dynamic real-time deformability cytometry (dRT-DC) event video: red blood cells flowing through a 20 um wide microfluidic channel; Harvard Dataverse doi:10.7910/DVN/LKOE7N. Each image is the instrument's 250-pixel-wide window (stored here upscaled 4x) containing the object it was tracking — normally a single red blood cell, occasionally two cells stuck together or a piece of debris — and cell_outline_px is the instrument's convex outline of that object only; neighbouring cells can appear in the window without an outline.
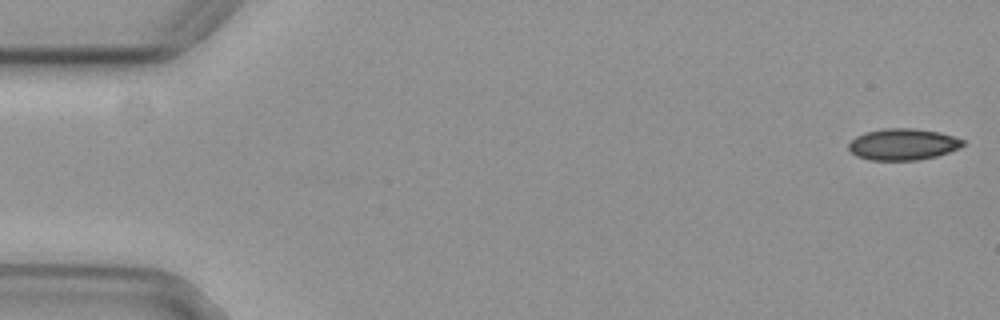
{"species": "common noctule bat (a hibernating species)", "species_latin": "Nyctalus noctula", "temperature_condition": "cold", "stored_images_in_passage": 55, "camera_frame_rate_fps": 3000, "um_per_image_px": 0.085, "animal": {"sex": "female", "body_mass_g": 29.2, "forearm_length_mm": 56.3}, "frame": {"image": 1, "passage_image": 1, "time_ms": 0.0, "image_size_px": [1000, 320], "cell_outline_px": [[964, 144], [960, 148], [936, 156], [916, 160], [872, 160], [856, 156], [848, 148], [848, 144], [856, 136], [864, 132], [884, 128], [912, 128], [940, 132], [964, 140]], "centroid_in_image_um": [76.74, 12.26], "position_along_channel_um": 8.3, "area_um2": 20.92}}
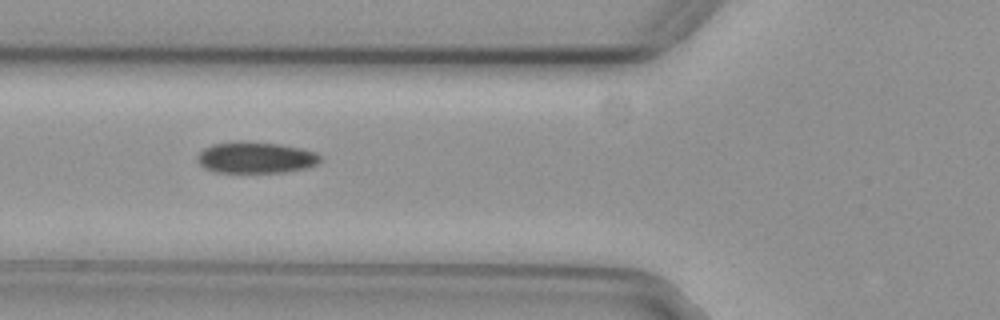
{"frame": {"image": 2, "passage_image": 20, "time_ms": 6.333, "image_size_px": [1000, 320], "cell_outline_px": [[320, 160], [316, 164], [304, 168], [284, 172], [216, 172], [204, 168], [196, 160], [196, 156], [204, 148], [212, 144], [236, 140], [280, 144], [300, 148], [316, 152], [320, 156]], "centroid_in_image_um": [21.68, 13.38], "position_along_channel_um": 104.1, "area_um2": 22.48}}
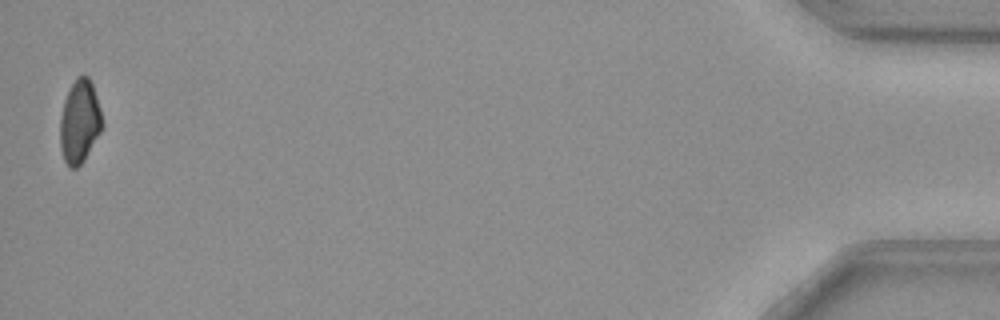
{"frame": {"image": 3, "passage_image": 54, "time_ms": 17.667, "image_size_px": [1000, 320], "cell_outline_px": [[104, 124], [100, 132], [84, 160], [76, 168], [72, 168], [64, 160], [60, 148], [60, 116], [64, 100], [76, 76], [88, 76], [92, 84], [100, 108]], "centroid_in_image_um": [6.76, 10.33], "position_along_channel_um": 428.4, "area_um2": 20.29}, "authors_computed_cell_mechanics": {"area_um2": 22.0218, "velocity_mm_per_s": 3.7446, "shape_relaxation_time_tau1_ms": 6.8685, "shape_relaxation_time_tau2_ms": null, "deformation_change_tau1": 0.0999, "deformation_change_tau2": null}}